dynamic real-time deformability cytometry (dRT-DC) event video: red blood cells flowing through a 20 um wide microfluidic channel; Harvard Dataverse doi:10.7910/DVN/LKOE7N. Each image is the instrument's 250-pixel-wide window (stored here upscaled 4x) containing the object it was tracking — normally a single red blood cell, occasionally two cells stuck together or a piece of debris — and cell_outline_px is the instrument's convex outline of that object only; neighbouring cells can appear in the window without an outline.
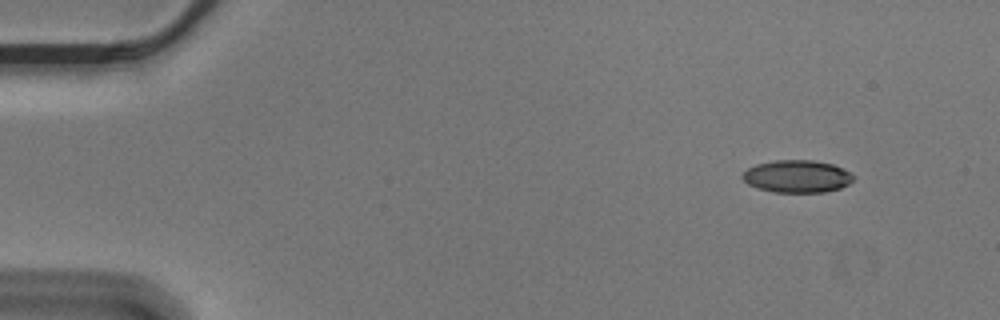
{"species": "Egyptian fruit bat (a non-hibernating species)", "species_latin": "Rousettus aegyptiacus", "temperature_condition": "cold", "stored_images_in_passage": 52, "camera_frame_rate_fps": 3000, "um_per_image_px": 0.085, "animal": {"sex": "male"}, "frame": {"image": 1, "passage_image": 1, "time_ms": 0.0, "image_size_px": [1000, 320], "cell_outline_px": [[856, 176], [848, 184], [840, 188], [824, 192], [772, 192], [756, 188], [748, 184], [740, 176], [748, 168], [756, 164], [776, 160], [812, 160], [832, 164]], "centroid_in_image_um": [67.72, 14.99], "position_along_channel_um": 17.3, "area_um2": 20.92}}
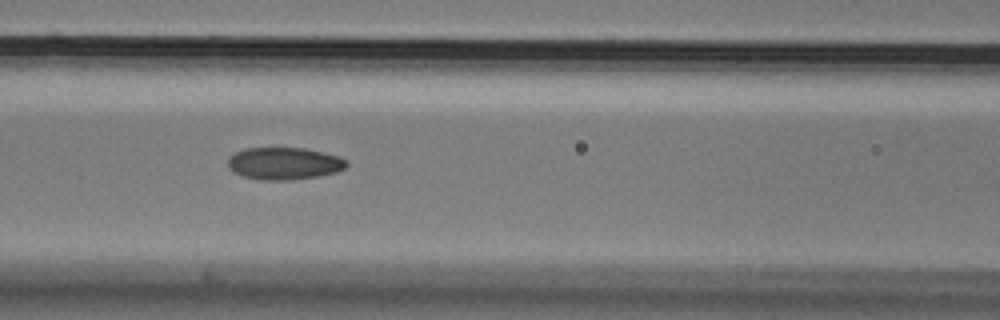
{"frame": {"image": 2, "passage_image": 20, "time_ms": 6.333, "image_size_px": [1000, 320], "cell_outline_px": [[348, 164], [344, 168], [336, 172], [316, 176], [288, 180], [260, 180], [244, 176], [228, 168], [228, 156], [244, 148], [304, 148], [340, 156], [348, 160]], "centroid_in_image_um": [24.15, 13.88], "position_along_channel_um": 142.4, "area_um2": 22.25}}
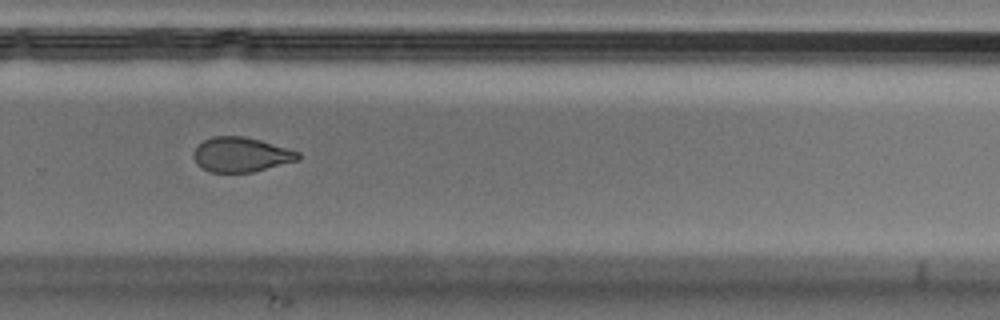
{"frame": {"image": 3, "passage_image": 34, "time_ms": 11.0, "image_size_px": [1000, 320], "cell_outline_px": [[300, 160], [252, 172], [212, 172], [196, 164], [192, 156], [196, 148], [204, 140], [212, 136], [244, 136], [260, 140], [288, 148], [300, 152]], "centroid_in_image_um": [20.51, 13.14], "position_along_channel_um": 309.3, "area_um2": 21.1}, "authors_computed_cell_mechanics": {"area_um2": 22.3108, "velocity_mm_per_s": 3.5855, "shape_relaxation_time_tau1_ms": 4.3758, "shape_relaxation_time_tau2_ms": 2.3632, "deformation_change_tau1": 0.1169, "deformation_change_tau2": 0.0725}}